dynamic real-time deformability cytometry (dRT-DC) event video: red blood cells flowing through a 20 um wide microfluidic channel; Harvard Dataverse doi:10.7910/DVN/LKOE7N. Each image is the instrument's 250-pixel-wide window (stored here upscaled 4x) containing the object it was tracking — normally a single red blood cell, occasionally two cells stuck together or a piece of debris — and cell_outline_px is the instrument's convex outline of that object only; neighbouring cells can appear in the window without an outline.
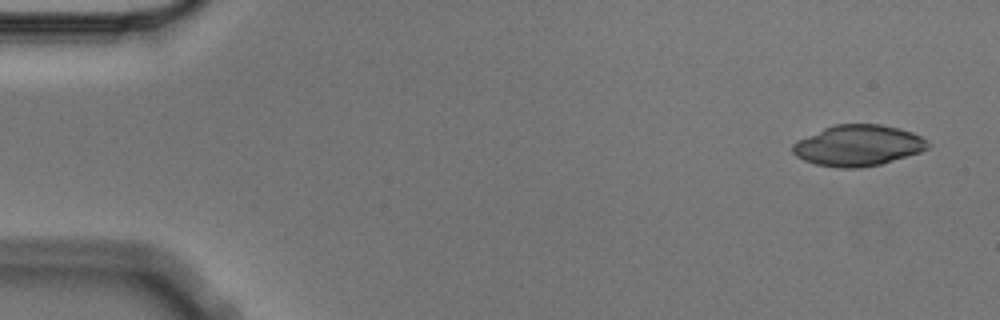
{"species": "Egyptian fruit bat (a non-hibernating species)", "species_latin": "Rousettus aegyptiacus", "temperature_condition": "cold", "stored_images_in_passage": 4, "camera_frame_rate_fps": 3000, "um_per_image_px": 0.085, "animal": {"sex": "male"}, "frame": {"image": 1, "passage_image": 1, "time_ms": 0.0, "image_size_px": [1000, 320], "cell_outline_px": [[932, 144], [928, 148], [920, 152], [880, 164], [856, 168], [836, 168], [816, 164], [804, 160], [796, 156], [792, 152], [792, 144], [796, 140], [824, 128], [836, 124], [880, 124], [912, 132], [928, 140]], "centroid_in_image_um": [72.92, 12.37], "position_along_channel_um": 12.1, "area_um2": 32.25}}